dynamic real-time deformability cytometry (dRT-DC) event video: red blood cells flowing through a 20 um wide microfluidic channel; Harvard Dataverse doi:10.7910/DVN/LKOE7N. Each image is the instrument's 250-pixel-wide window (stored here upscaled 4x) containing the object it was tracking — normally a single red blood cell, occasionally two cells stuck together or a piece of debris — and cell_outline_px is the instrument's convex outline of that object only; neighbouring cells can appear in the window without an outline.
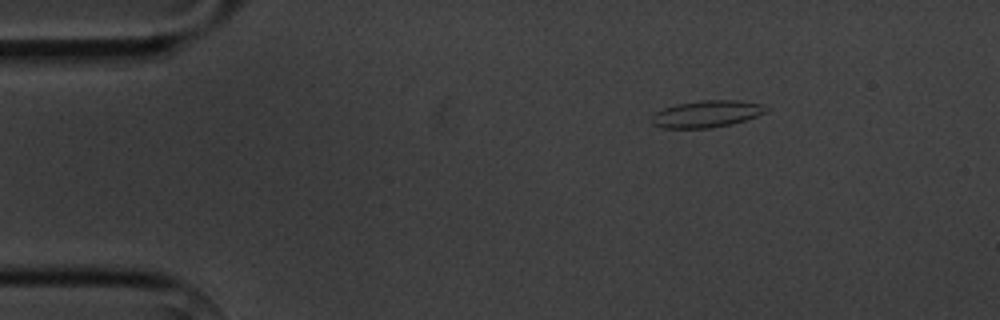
{"species": "common noctule bat (a hibernating species)", "species_latin": "Nyctalus noctula", "temperature_condition": "cold", "stored_images_in_passage": 3, "camera_frame_rate_fps": 3000, "um_per_image_px": 0.085, "animal": {"sex": "male", "body_mass_g": 20.1, "forearm_length_mm": 53.5}, "frame": {"image": 1, "passage_image": 1, "time_ms": 0.0, "image_size_px": [1000, 320], "cell_outline_px": [[768, 112], [732, 124], [712, 128], [664, 128], [652, 124], [652, 116], [656, 112], [664, 108], [676, 104], [700, 100], [736, 100], [764, 104], [768, 108]], "centroid_in_image_um": [60.09, 9.68], "position_along_channel_um": 24.9, "area_um2": 17.98}}